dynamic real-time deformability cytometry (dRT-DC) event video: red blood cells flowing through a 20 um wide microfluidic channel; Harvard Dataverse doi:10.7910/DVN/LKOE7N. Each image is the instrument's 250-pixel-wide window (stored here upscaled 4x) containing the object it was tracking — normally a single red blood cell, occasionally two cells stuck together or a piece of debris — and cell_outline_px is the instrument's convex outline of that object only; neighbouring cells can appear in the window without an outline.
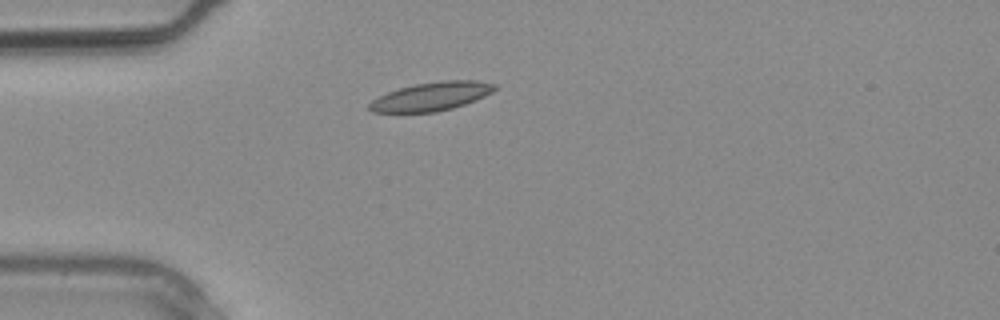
{"species": "common noctule bat (a hibernating species)", "species_latin": "Nyctalus noctula", "temperature_condition": "warm", "stored_images_in_passage": 2, "camera_frame_rate_fps": 3000, "um_per_image_px": 0.085, "animal": {"sex": "male", "body_mass_g": 20.4}, "frame": {"image": 1, "passage_image": 2, "time_ms": 0.333, "image_size_px": [1000, 320], "cell_outline_px": [[496, 88], [492, 92], [476, 100], [452, 108], [436, 112], [372, 112], [368, 108], [368, 104], [372, 100], [388, 92], [400, 88], [416, 84], [444, 80], [476, 80], [496, 84]], "centroid_in_image_um": [36.68, 8.19], "position_along_channel_um": 48.3, "area_um2": 20.69}}